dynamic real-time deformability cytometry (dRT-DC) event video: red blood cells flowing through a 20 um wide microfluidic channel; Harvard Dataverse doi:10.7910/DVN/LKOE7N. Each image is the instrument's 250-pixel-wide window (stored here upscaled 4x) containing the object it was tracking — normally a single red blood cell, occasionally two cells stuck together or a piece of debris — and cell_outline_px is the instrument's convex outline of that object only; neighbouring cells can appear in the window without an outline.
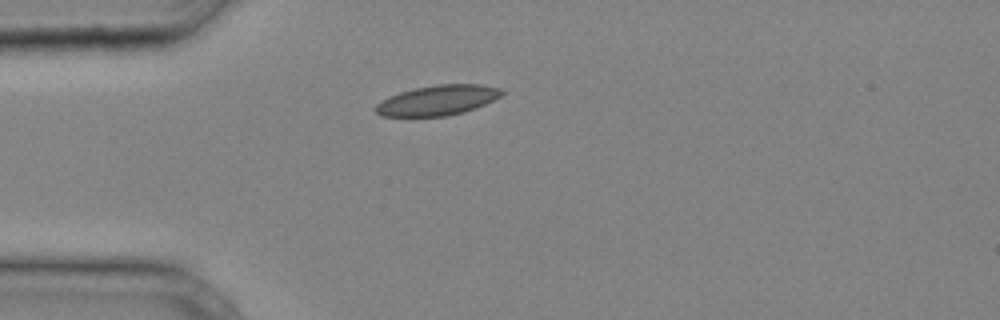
{"species": "common noctule bat (a hibernating species)", "species_latin": "Nyctalus noctula", "temperature_condition": "cold", "stored_images_in_passage": 25, "camera_frame_rate_fps": 3000, "um_per_image_px": 0.085, "animal": {"sex": "male", "body_mass_g": 20.4}, "frame": {"image": 1, "passage_image": 1, "time_ms": 0.0, "image_size_px": [1000, 320], "cell_outline_px": [[504, 92], [500, 96], [476, 108], [464, 112], [448, 116], [380, 116], [372, 108], [376, 104], [388, 96], [400, 92], [416, 88], [436, 84], [480, 84], [500, 88]], "centroid_in_image_um": [37.16, 8.52], "position_along_channel_um": 47.8, "area_um2": 22.14}}
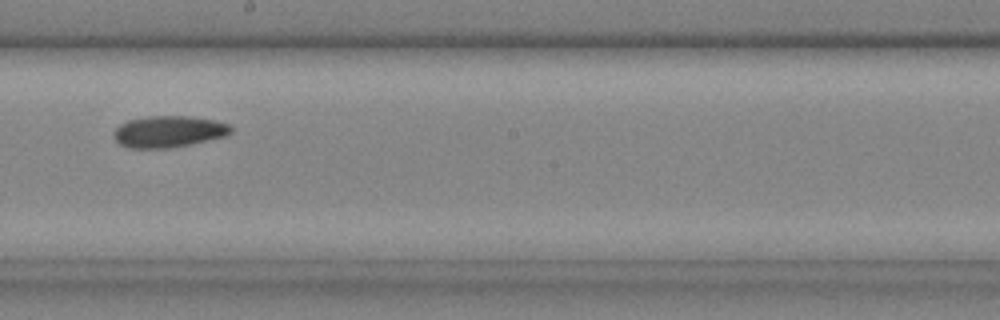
{"frame": {"image": 2, "passage_image": 13, "time_ms": 4.0, "image_size_px": [1000, 320], "cell_outline_px": [[232, 132], [228, 136], [192, 144], [168, 148], [128, 148], [120, 144], [116, 140], [116, 128], [120, 124], [128, 120], [148, 116], [184, 116], [216, 120], [228, 124], [232, 128]], "centroid_in_image_um": [14.38, 11.19], "position_along_channel_um": 233.8, "area_um2": 21.5}}
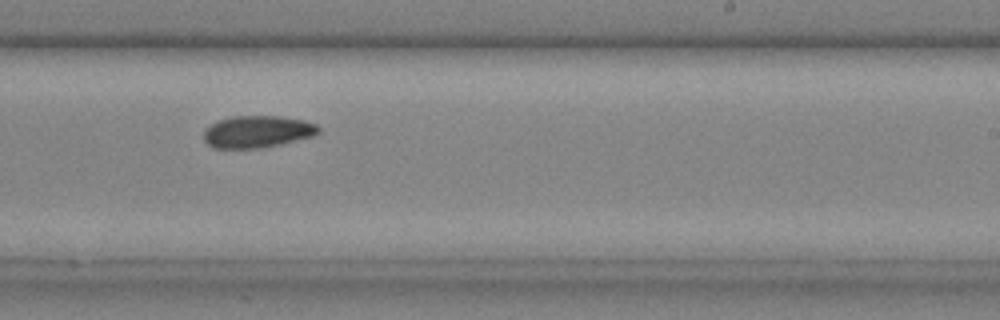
{"frame": {"image": 3, "passage_image": 15, "time_ms": 4.667, "image_size_px": [1000, 320], "cell_outline_px": [[320, 132], [316, 136], [280, 144], [260, 148], [216, 148], [208, 144], [204, 140], [204, 132], [212, 124], [220, 120], [232, 116], [280, 116], [304, 120], [316, 124], [320, 128]], "centroid_in_image_um": [21.93, 11.19], "position_along_channel_um": 267.1, "area_um2": 21.39}}